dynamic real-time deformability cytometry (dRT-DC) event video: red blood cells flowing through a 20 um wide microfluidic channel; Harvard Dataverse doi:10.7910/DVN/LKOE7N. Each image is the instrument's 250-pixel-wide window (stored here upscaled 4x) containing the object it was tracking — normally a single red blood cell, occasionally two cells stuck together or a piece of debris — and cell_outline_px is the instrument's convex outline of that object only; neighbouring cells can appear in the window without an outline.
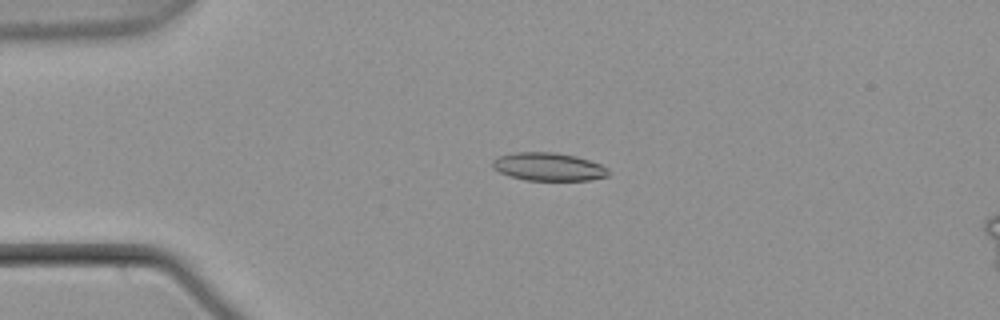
{"species": "common noctule bat (a hibernating species)", "species_latin": "Nyctalus noctula", "temperature_condition": "warm", "stored_images_in_passage": 42, "camera_frame_rate_fps": 3000, "um_per_image_px": 0.085, "animal": {"sex": "male", "body_mass_g": 21.5, "forearm_length_mm": 52.0}, "frame": {"image": 1, "passage_image": 1, "time_ms": 0.0, "image_size_px": [1000, 320], "cell_outline_px": [[608, 176], [588, 180], [524, 180], [500, 172], [492, 168], [492, 160], [496, 156], [512, 152], [556, 152], [576, 156], [600, 164], [608, 168]], "centroid_in_image_um": [46.58, 14.16], "position_along_channel_um": 38.4, "area_um2": 19.02}}
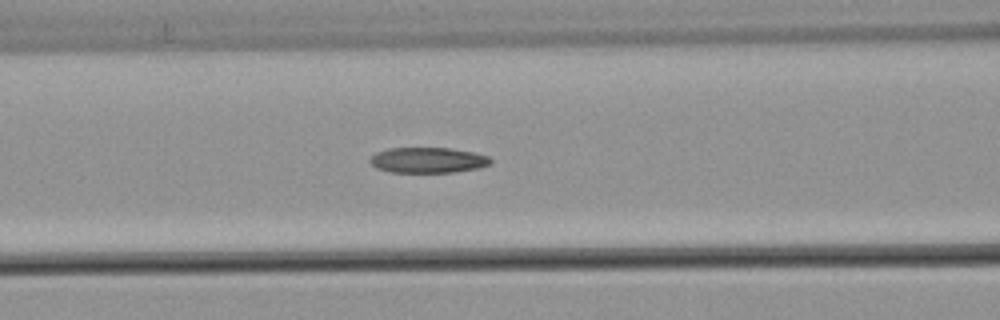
{"frame": {"image": 2, "passage_image": 11, "time_ms": 3.333, "image_size_px": [1000, 320], "cell_outline_px": [[492, 164], [476, 168], [452, 172], [388, 172], [376, 168], [368, 160], [376, 152], [388, 148], [452, 148], [472, 152], [488, 156], [492, 160]], "centroid_in_image_um": [36.35, 13.61], "position_along_channel_um": 130.3, "area_um2": 17.92}}
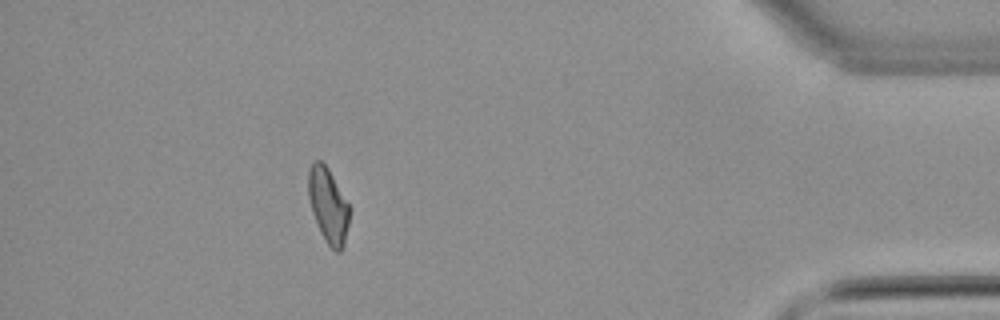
{"frame": {"image": 3, "passage_image": 37, "time_ms": 12.0, "image_size_px": [1000, 320], "cell_outline_px": [[352, 208], [344, 244], [340, 252], [336, 252], [324, 240], [320, 232], [312, 212], [308, 196], [308, 168], [312, 160], [320, 160], [328, 168]], "centroid_in_image_um": [27.91, 17.44], "position_along_channel_um": 407.3, "area_um2": 18.32}, "authors_computed_cell_mechanics": {"area_um2": 18.4671, "velocity_mm_per_s": 3.785, "shape_relaxation_time_tau1_ms": 6.9392, "shape_relaxation_time_tau2_ms": 5.9232, "deformation_change_tau1": 0.1795, "deformation_change_tau2": 0.134}}